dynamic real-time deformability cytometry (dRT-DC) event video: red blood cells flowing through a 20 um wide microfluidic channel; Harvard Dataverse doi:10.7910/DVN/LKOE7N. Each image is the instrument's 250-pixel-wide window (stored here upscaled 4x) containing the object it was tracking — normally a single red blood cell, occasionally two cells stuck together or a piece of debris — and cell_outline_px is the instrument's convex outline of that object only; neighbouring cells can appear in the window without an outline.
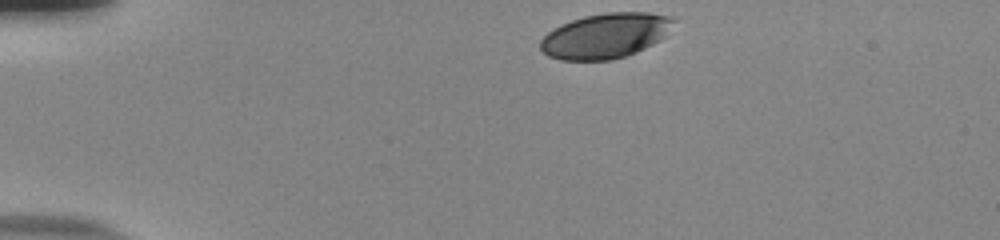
{"species": "human", "species_latin": "Homo sapiens", "temperature_condition": "room temperature", "stored_images_in_passage": 37, "camera_frame_rate_fps": 3000, "um_per_image_px": 0.085, "donor": {"sex": "male"}, "frame": {"image": 1, "passage_image": 1, "time_ms": 0.0, "image_size_px": [1000, 240], "cell_outline_px": [[680, 20], [660, 40], [636, 52], [612, 60], [560, 60], [548, 56], [540, 48], [540, 40], [548, 32], [572, 20], [584, 16], [604, 12], [648, 12], [672, 16]], "centroid_in_image_um": [51.52, 3.02], "position_along_channel_um": 33.5, "area_um2": 35.14}}
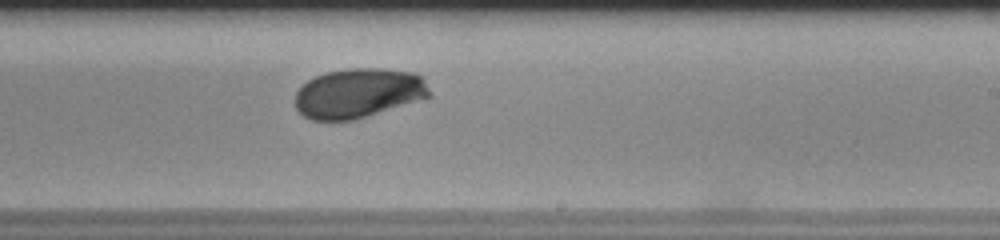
{"frame": {"image": 2, "passage_image": 24, "time_ms": 7.667, "image_size_px": [1000, 240], "cell_outline_px": [[432, 96], [352, 120], [312, 120], [304, 116], [296, 108], [296, 92], [308, 80], [316, 76], [328, 72], [348, 68], [380, 68], [416, 72], [424, 80], [432, 92]], "centroid_in_image_um": [30.49, 7.9], "position_along_channel_um": 258.5, "area_um2": 38.61}}
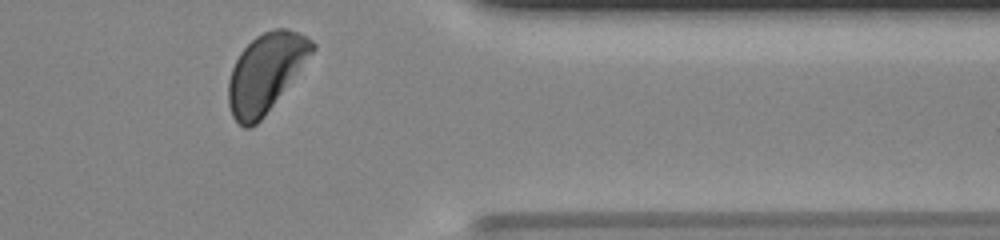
{"frame": {"image": 3, "passage_image": 35, "time_ms": 11.333, "image_size_px": [1000, 240], "cell_outline_px": [[316, 48], [264, 116], [256, 124], [248, 128], [244, 128], [232, 116], [228, 104], [228, 80], [232, 68], [240, 52], [256, 36], [264, 32], [276, 28], [288, 28], [312, 40], [316, 44]], "centroid_in_image_um": [22.56, 6.18], "position_along_channel_um": 388.8, "area_um2": 37.69}, "authors_computed_cell_mechanics": {"area_um2": 38.6104, "velocity_mm_per_s": 3.8203, "shape_relaxation_time_tau1_ms": 3.1796, "shape_relaxation_time_tau2_ms": 1.5293, "deformation_change_tau1": 0.1295, "deformation_change_tau2": 0.0364}}